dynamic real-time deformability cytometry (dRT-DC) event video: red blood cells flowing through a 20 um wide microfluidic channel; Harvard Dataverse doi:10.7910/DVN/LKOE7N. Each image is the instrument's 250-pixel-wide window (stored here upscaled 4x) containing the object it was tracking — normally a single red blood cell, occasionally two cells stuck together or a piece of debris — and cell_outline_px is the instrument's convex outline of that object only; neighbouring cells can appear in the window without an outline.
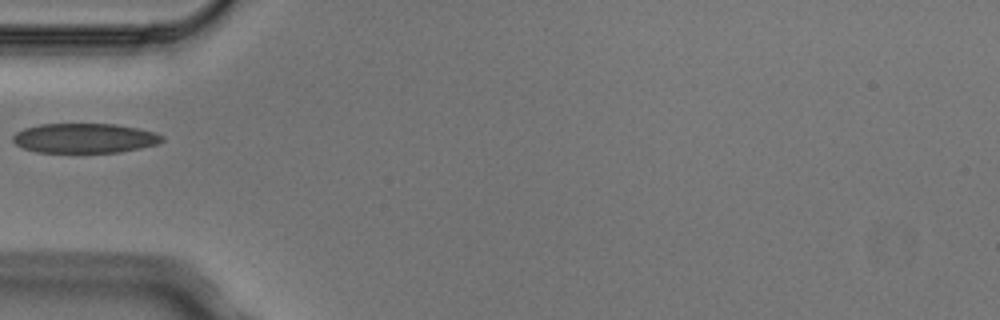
{"species": "Egyptian fruit bat (a non-hibernating species)", "species_latin": "Rousettus aegyptiacus", "temperature_condition": "cold", "stored_images_in_passage": 1, "camera_frame_rate_fps": 3000, "um_per_image_px": 0.085, "animal": {"sex": "male"}, "frame": {"image": 1, "passage_image": 1, "time_ms": 0.0, "image_size_px": [1000, 320], "cell_outline_px": [[164, 140], [160, 144], [120, 152], [36, 152], [24, 148], [16, 144], [12, 140], [12, 136], [16, 132], [24, 128], [40, 124], [116, 124], [136, 128], [152, 132], [164, 136]], "centroid_in_image_um": [7.19, 11.74], "position_along_channel_um": 77.8, "area_um2": 25.78}}